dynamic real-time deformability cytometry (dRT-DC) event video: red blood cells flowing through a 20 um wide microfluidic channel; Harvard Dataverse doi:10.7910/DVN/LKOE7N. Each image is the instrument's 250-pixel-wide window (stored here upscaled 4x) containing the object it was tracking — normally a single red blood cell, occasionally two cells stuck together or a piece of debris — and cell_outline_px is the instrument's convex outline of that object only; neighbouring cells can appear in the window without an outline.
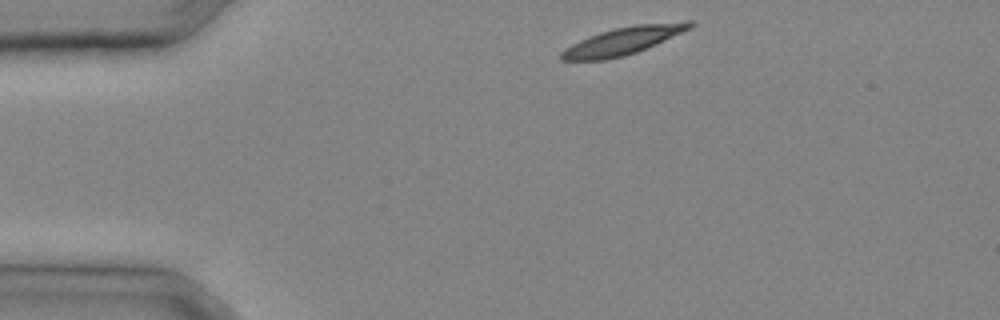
{"species": "common noctule bat (a hibernating species)", "species_latin": "Nyctalus noctula", "temperature_condition": "cold", "stored_images_in_passage": 22, "camera_frame_rate_fps": 3000, "um_per_image_px": 0.085, "animal": {"sex": "male", "body_mass_g": 20.4}, "frame": {"image": 1, "passage_image": 1, "time_ms": 0.0, "image_size_px": [1000, 320], "cell_outline_px": [[696, 24], [692, 28], [656, 44], [636, 52], [624, 56], [604, 60], [560, 60], [560, 52], [564, 48], [580, 40], [600, 32], [616, 28], [636, 24], [688, 20], [692, 20]], "centroid_in_image_um": [53.02, 3.45], "position_along_channel_um": 32.0, "area_um2": 20.75}}
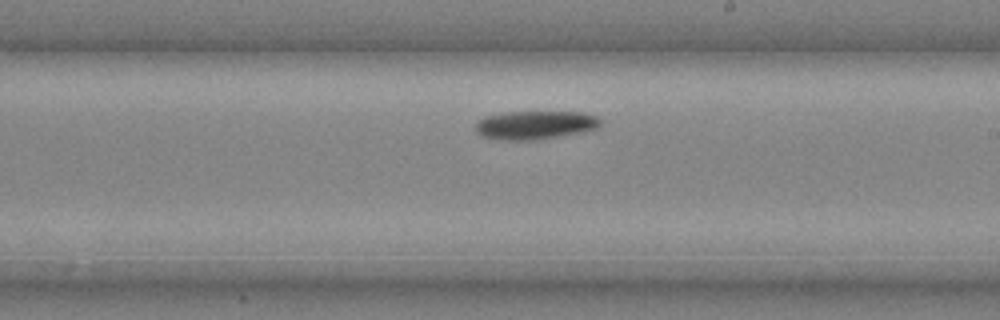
{"frame": {"image": 2, "passage_image": 14, "time_ms": 4.333, "image_size_px": [1000, 320], "cell_outline_px": [[600, 128], [584, 132], [532, 140], [504, 140], [484, 136], [476, 132], [476, 124], [484, 116], [504, 112], [584, 112], [596, 116], [600, 120]], "centroid_in_image_um": [45.52, 10.62], "position_along_channel_um": 243.5, "area_um2": 20.69}}
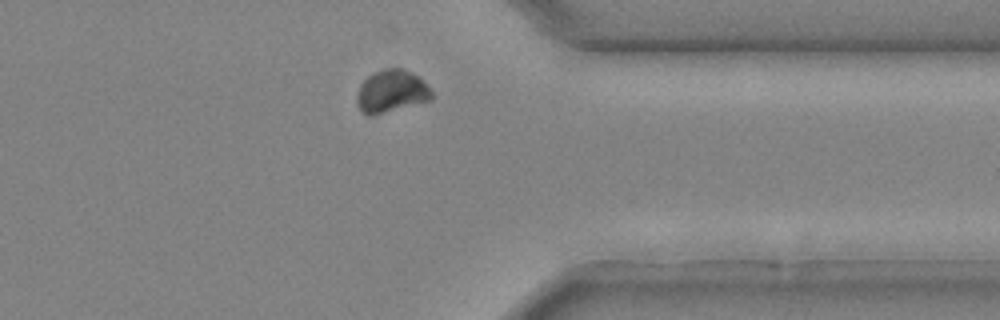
{"frame": {"image": 3, "passage_image": 21, "time_ms": 6.667, "image_size_px": [1000, 320], "cell_outline_px": [[432, 100], [372, 116], [368, 116], [360, 112], [356, 104], [356, 96], [360, 84], [372, 72], [384, 68], [400, 68], [416, 76], [432, 92]], "centroid_in_image_um": [33.19, 7.79], "position_along_channel_um": 378.2, "area_um2": 18.55}}